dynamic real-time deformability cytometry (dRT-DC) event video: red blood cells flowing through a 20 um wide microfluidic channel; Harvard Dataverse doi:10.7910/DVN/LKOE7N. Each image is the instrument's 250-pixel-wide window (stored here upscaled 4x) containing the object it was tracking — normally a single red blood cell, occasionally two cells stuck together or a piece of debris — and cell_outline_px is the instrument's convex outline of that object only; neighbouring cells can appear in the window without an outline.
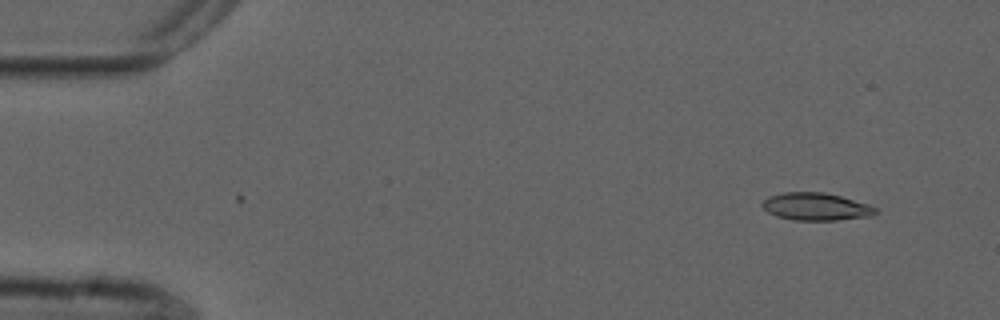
{"species": "common noctule bat (a hibernating species)", "species_latin": "Nyctalus noctula", "temperature_condition": "cold", "stored_images_in_passage": 3, "camera_frame_rate_fps": 3000, "um_per_image_px": 0.085, "animal": {"sex": "male", "forearm_length_mm": 52.5}, "frame": {"image": 1, "passage_image": 1, "time_ms": 0.0, "image_size_px": [1000, 320], "cell_outline_px": [[876, 212], [872, 216], [836, 220], [792, 220], [776, 216], [768, 212], [760, 204], [768, 196], [784, 192], [824, 192], [840, 196], [868, 204], [876, 208]], "centroid_in_image_um": [69.33, 17.56], "position_along_channel_um": 15.7, "area_um2": 18.15}}